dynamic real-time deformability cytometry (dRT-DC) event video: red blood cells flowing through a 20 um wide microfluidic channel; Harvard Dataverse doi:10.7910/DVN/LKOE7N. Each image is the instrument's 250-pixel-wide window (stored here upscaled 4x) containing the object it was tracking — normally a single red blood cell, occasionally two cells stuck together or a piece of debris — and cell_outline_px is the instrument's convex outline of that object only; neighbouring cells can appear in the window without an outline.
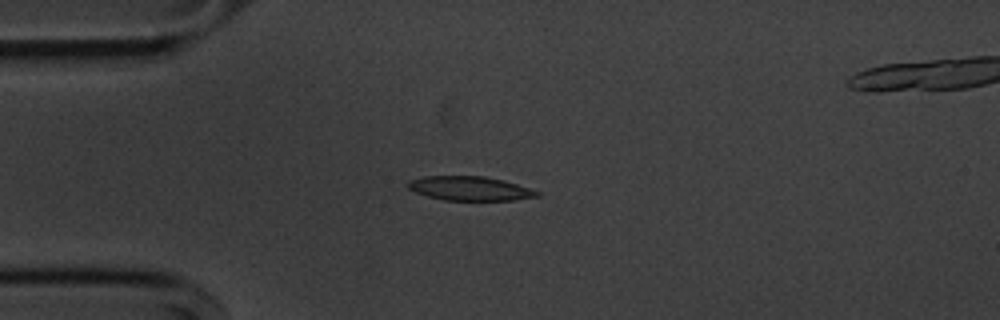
{"species": "common noctule bat (a hibernating species)", "species_latin": "Nyctalus noctula", "temperature_condition": "cold", "stored_images_in_passage": 44, "segment_of_instrument_passage": [1, 2], "camera_frame_rate_fps": 3000, "um_per_image_px": 0.085, "animal": {"sex": "male", "body_mass_g": 20.1, "forearm_length_mm": 53.5}, "frame": {"image": 1, "passage_image": 2, "time_ms": 0.333, "image_size_px": [1000, 320], "cell_outline_px": [[540, 196], [512, 200], [444, 200], [428, 196], [416, 192], [408, 188], [408, 180], [424, 176], [484, 176], [504, 180], [540, 192]], "centroid_in_image_um": [39.93, 16.01], "position_along_channel_um": 45.1, "area_um2": 18.03}}
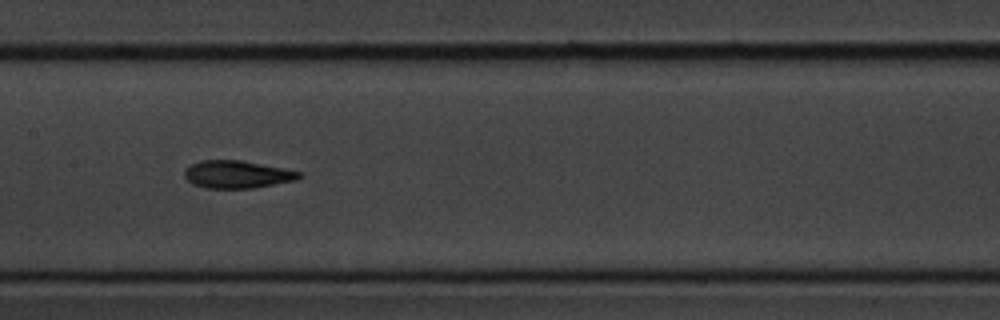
{"frame": {"image": 2, "passage_image": 15, "time_ms": 4.667, "image_size_px": [1000, 320], "cell_outline_px": [[304, 176], [296, 180], [252, 188], [208, 188], [192, 184], [184, 176], [184, 172], [192, 164], [200, 160], [240, 160], [304, 172]], "centroid_in_image_um": [20.19, 14.82], "position_along_channel_um": 187.2, "area_um2": 18.38}}
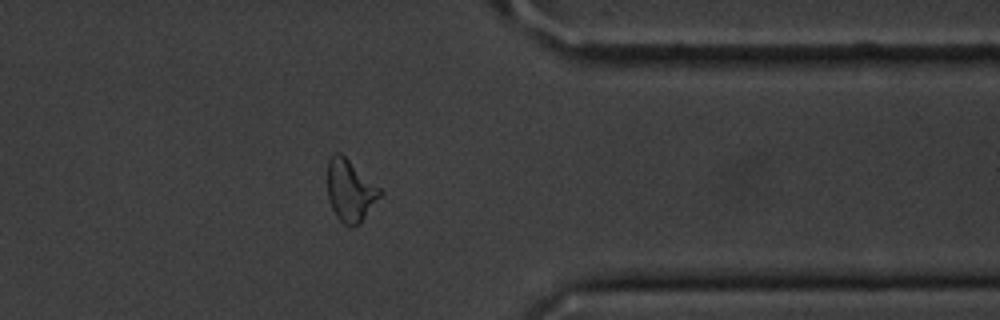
{"frame": {"image": 3, "passage_image": 32, "time_ms": 10.333, "image_size_px": [1000, 320], "cell_outline_px": [[384, 192], [360, 224], [348, 228], [336, 216], [328, 200], [328, 160], [332, 152], [340, 152], [380, 188]], "centroid_in_image_um": [29.76, 16.22], "position_along_channel_um": 381.6, "area_um2": 19.02}}